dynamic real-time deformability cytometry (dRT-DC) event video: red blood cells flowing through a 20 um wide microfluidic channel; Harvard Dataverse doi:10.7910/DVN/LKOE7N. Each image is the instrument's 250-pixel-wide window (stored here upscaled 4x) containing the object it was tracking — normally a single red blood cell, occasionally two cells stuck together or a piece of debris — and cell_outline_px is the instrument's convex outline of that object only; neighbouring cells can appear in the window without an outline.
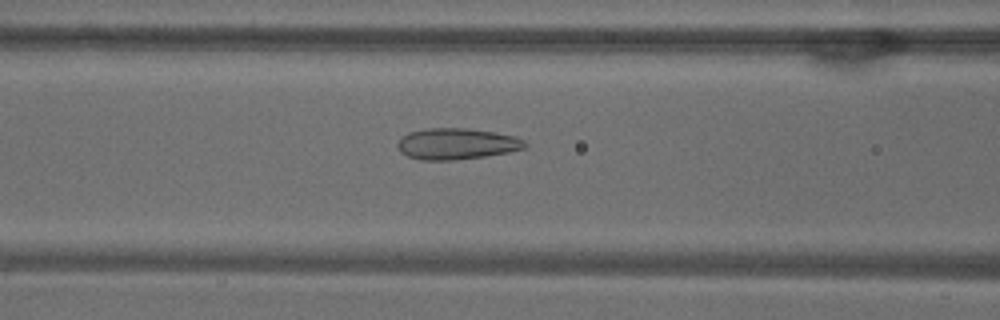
{"species": "common noctule bat (a hibernating species)", "species_latin": "Nyctalus noctula", "temperature_condition": "warm", "stored_images_in_passage": 52, "camera_frame_rate_fps": 3000, "um_per_image_px": 0.085, "animal": {"sex": "male", "body_mass_g": 18.8}, "frame": {"image": 1, "passage_image": 21, "time_ms": 6.667, "image_size_px": [1000, 320], "cell_outline_px": [[528, 148], [508, 152], [484, 156], [452, 160], [420, 160], [408, 156], [400, 152], [396, 144], [408, 132], [428, 128], [464, 128], [496, 132], [516, 136], [524, 140], [528, 144]], "centroid_in_image_um": [38.85, 12.22], "position_along_channel_um": 127.8, "area_um2": 23.24}}
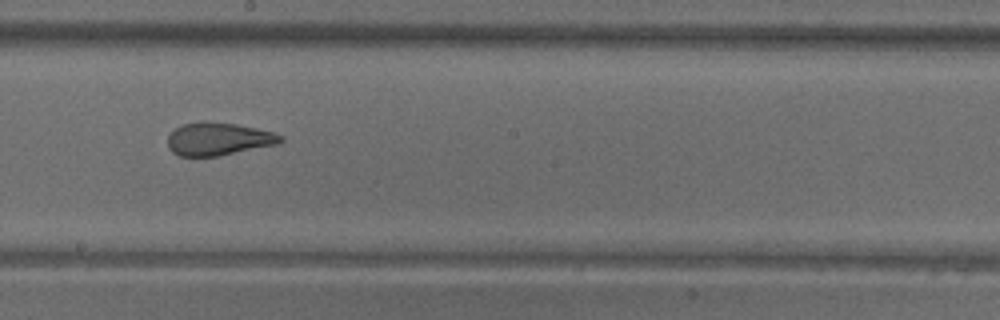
{"frame": {"image": 2, "passage_image": 29, "time_ms": 9.333, "image_size_px": [1000, 320], "cell_outline_px": [[284, 140], [276, 144], [220, 156], [180, 156], [172, 152], [168, 148], [168, 136], [180, 124], [200, 120], [236, 124], [256, 128], [272, 132], [284, 136]], "centroid_in_image_um": [18.54, 11.8], "position_along_channel_um": 229.7, "area_um2": 21.73}}
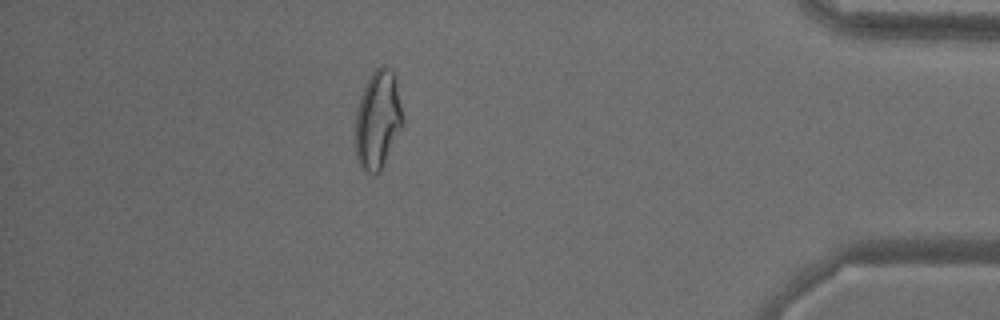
{"frame": {"image": 3, "passage_image": 46, "time_ms": 15.0, "image_size_px": [1000, 320], "cell_outline_px": [[404, 124], [380, 172], [376, 176], [368, 172], [360, 164], [356, 156], [356, 108], [360, 96], [372, 72], [380, 64], [384, 64], [396, 76], [404, 120]], "centroid_in_image_um": [32.14, 10.16], "position_along_channel_um": 403.1, "area_um2": 27.34}, "authors_computed_cell_mechanics": {"area_um2": 25.6054, "velocity_mm_per_s": 3.8207, "shape_relaxation_time_tau1_ms": 6.2092, "shape_relaxation_time_tau2_ms": 0.9924, "deformation_change_tau1": 0.1929, "deformation_change_tau2": 0.0958}}